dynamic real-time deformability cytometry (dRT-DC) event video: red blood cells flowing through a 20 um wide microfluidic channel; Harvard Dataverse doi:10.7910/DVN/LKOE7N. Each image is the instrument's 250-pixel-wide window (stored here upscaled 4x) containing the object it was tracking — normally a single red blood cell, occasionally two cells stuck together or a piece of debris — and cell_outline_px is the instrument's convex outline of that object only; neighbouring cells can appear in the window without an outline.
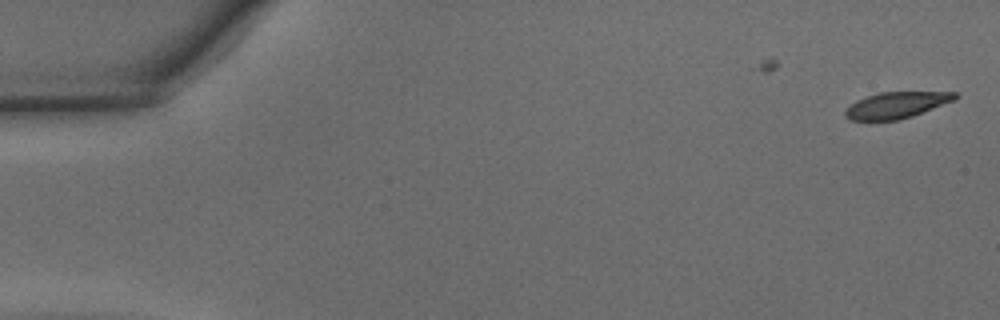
{"species": "common noctule bat (a hibernating species)", "species_latin": "Nyctalus noctula", "temperature_condition": "warm", "stored_images_in_passage": 11, "camera_frame_rate_fps": 3000, "um_per_image_px": 0.085, "animal": {"sex": "male", "body_mass_g": 15.6}, "frame": {"image": 1, "passage_image": 1, "time_ms": 0.0, "image_size_px": [1000, 320], "cell_outline_px": [[960, 96], [956, 100], [912, 116], [900, 120], [848, 120], [844, 116], [844, 112], [856, 100], [880, 92], [956, 92]], "centroid_in_image_um": [76.23, 8.93], "position_along_channel_um": 8.8, "area_um2": 16.82}}